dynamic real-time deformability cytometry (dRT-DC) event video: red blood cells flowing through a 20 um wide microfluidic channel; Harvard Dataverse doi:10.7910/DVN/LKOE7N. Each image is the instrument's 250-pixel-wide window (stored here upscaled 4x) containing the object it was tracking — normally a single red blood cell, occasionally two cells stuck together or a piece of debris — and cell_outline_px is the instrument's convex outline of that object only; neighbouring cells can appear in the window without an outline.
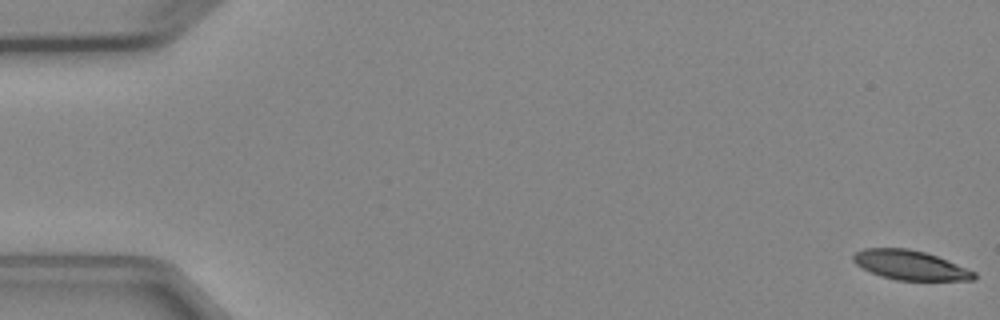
{"species": "Egyptian fruit bat (a non-hibernating species)", "species_latin": "Rousettus aegyptiacus", "temperature_condition": "cold", "stored_images_in_passage": 7, "camera_frame_rate_fps": 3000, "um_per_image_px": 0.085, "animal": {"sex": "female"}, "frame": {"image": 1, "passage_image": 1, "time_ms": 0.0, "image_size_px": [1000, 320], "cell_outline_px": [[976, 280], [896, 280], [880, 276], [856, 264], [852, 260], [852, 256], [856, 252], [864, 248], [908, 248], [924, 252], [936, 256], [976, 272]], "centroid_in_image_um": [77.36, 22.53], "position_along_channel_um": 7.6, "area_um2": 20.52}}
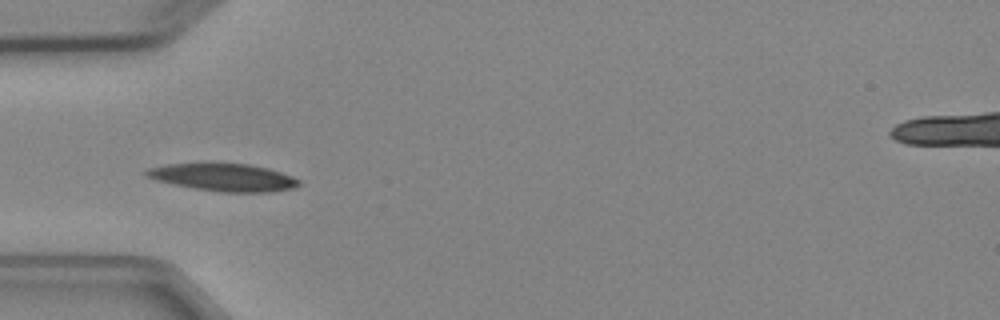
{"frame": {"image": 2, "passage_image": 5, "time_ms": 5.333, "image_size_px": [1000, 320], "cell_outline_px": [[300, 184], [292, 188], [268, 192], [220, 192], [192, 188], [156, 180], [144, 176], [144, 172], [148, 168], [164, 164], [212, 160], [248, 164], [268, 168], [292, 176], [300, 180]], "centroid_in_image_um": [18.91, 15.02], "position_along_channel_um": 66.1, "area_um2": 25.49}}